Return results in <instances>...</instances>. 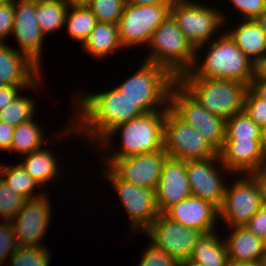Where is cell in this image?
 Returning a JSON list of instances; mask_svg holds the SVG:
<instances>
[{"instance_id": "obj_9", "label": "cell", "mask_w": 266, "mask_h": 266, "mask_svg": "<svg viewBox=\"0 0 266 266\" xmlns=\"http://www.w3.org/2000/svg\"><path fill=\"white\" fill-rule=\"evenodd\" d=\"M163 150L169 157L182 160H203L219 157L218 151L191 125L180 119L170 108L163 126Z\"/></svg>"}, {"instance_id": "obj_4", "label": "cell", "mask_w": 266, "mask_h": 266, "mask_svg": "<svg viewBox=\"0 0 266 266\" xmlns=\"http://www.w3.org/2000/svg\"><path fill=\"white\" fill-rule=\"evenodd\" d=\"M177 79L162 66L144 61L132 76L115 86L145 114L166 111Z\"/></svg>"}, {"instance_id": "obj_29", "label": "cell", "mask_w": 266, "mask_h": 266, "mask_svg": "<svg viewBox=\"0 0 266 266\" xmlns=\"http://www.w3.org/2000/svg\"><path fill=\"white\" fill-rule=\"evenodd\" d=\"M68 7L60 0H36V20L47 37L64 28Z\"/></svg>"}, {"instance_id": "obj_7", "label": "cell", "mask_w": 266, "mask_h": 266, "mask_svg": "<svg viewBox=\"0 0 266 266\" xmlns=\"http://www.w3.org/2000/svg\"><path fill=\"white\" fill-rule=\"evenodd\" d=\"M170 16L195 49L218 37L229 19L217 7L194 0L171 6Z\"/></svg>"}, {"instance_id": "obj_33", "label": "cell", "mask_w": 266, "mask_h": 266, "mask_svg": "<svg viewBox=\"0 0 266 266\" xmlns=\"http://www.w3.org/2000/svg\"><path fill=\"white\" fill-rule=\"evenodd\" d=\"M261 127L244 111L226 120V137L239 139H260Z\"/></svg>"}, {"instance_id": "obj_49", "label": "cell", "mask_w": 266, "mask_h": 266, "mask_svg": "<svg viewBox=\"0 0 266 266\" xmlns=\"http://www.w3.org/2000/svg\"><path fill=\"white\" fill-rule=\"evenodd\" d=\"M256 73L264 80H266V58L257 65Z\"/></svg>"}, {"instance_id": "obj_10", "label": "cell", "mask_w": 266, "mask_h": 266, "mask_svg": "<svg viewBox=\"0 0 266 266\" xmlns=\"http://www.w3.org/2000/svg\"><path fill=\"white\" fill-rule=\"evenodd\" d=\"M101 173L112 184L131 225V233H143L160 214L155 190L137 186L120 179L108 166ZM137 232V233H136Z\"/></svg>"}, {"instance_id": "obj_19", "label": "cell", "mask_w": 266, "mask_h": 266, "mask_svg": "<svg viewBox=\"0 0 266 266\" xmlns=\"http://www.w3.org/2000/svg\"><path fill=\"white\" fill-rule=\"evenodd\" d=\"M192 196L186 161L168 157L162 167L155 189L156 204L160 214L180 200Z\"/></svg>"}, {"instance_id": "obj_56", "label": "cell", "mask_w": 266, "mask_h": 266, "mask_svg": "<svg viewBox=\"0 0 266 266\" xmlns=\"http://www.w3.org/2000/svg\"><path fill=\"white\" fill-rule=\"evenodd\" d=\"M264 246H265V249H266V238H265V240H264Z\"/></svg>"}, {"instance_id": "obj_30", "label": "cell", "mask_w": 266, "mask_h": 266, "mask_svg": "<svg viewBox=\"0 0 266 266\" xmlns=\"http://www.w3.org/2000/svg\"><path fill=\"white\" fill-rule=\"evenodd\" d=\"M97 19L87 6L69 7L65 16L64 28L76 43H82L94 29Z\"/></svg>"}, {"instance_id": "obj_35", "label": "cell", "mask_w": 266, "mask_h": 266, "mask_svg": "<svg viewBox=\"0 0 266 266\" xmlns=\"http://www.w3.org/2000/svg\"><path fill=\"white\" fill-rule=\"evenodd\" d=\"M24 202L25 199L16 194L0 177V220L11 221Z\"/></svg>"}, {"instance_id": "obj_24", "label": "cell", "mask_w": 266, "mask_h": 266, "mask_svg": "<svg viewBox=\"0 0 266 266\" xmlns=\"http://www.w3.org/2000/svg\"><path fill=\"white\" fill-rule=\"evenodd\" d=\"M55 155L56 153L44 147L30 154L23 155L20 157L21 159H19V162L25 170L41 186L40 189L48 186L50 183L55 184V181H61L58 179L63 178L62 176L60 177V169H62L59 167L61 165H59L60 163L58 162V158L60 157ZM55 178H57V180H55Z\"/></svg>"}, {"instance_id": "obj_39", "label": "cell", "mask_w": 266, "mask_h": 266, "mask_svg": "<svg viewBox=\"0 0 266 266\" xmlns=\"http://www.w3.org/2000/svg\"><path fill=\"white\" fill-rule=\"evenodd\" d=\"M232 5L233 10H237L240 14L238 15V21L242 19H256L265 10L266 0H228Z\"/></svg>"}, {"instance_id": "obj_43", "label": "cell", "mask_w": 266, "mask_h": 266, "mask_svg": "<svg viewBox=\"0 0 266 266\" xmlns=\"http://www.w3.org/2000/svg\"><path fill=\"white\" fill-rule=\"evenodd\" d=\"M15 127L0 122V152H8L13 140Z\"/></svg>"}, {"instance_id": "obj_16", "label": "cell", "mask_w": 266, "mask_h": 266, "mask_svg": "<svg viewBox=\"0 0 266 266\" xmlns=\"http://www.w3.org/2000/svg\"><path fill=\"white\" fill-rule=\"evenodd\" d=\"M51 201L43 193L41 197L27 199L22 208L10 221L18 246H43V237L52 221Z\"/></svg>"}, {"instance_id": "obj_1", "label": "cell", "mask_w": 266, "mask_h": 266, "mask_svg": "<svg viewBox=\"0 0 266 266\" xmlns=\"http://www.w3.org/2000/svg\"><path fill=\"white\" fill-rule=\"evenodd\" d=\"M80 94L73 95L76 98L73 100L75 105L70 125L64 127L61 133L58 130L56 138L61 136L60 141L62 137L74 134L96 147L117 126L144 114L138 103L131 101L116 87L84 96L82 92Z\"/></svg>"}, {"instance_id": "obj_47", "label": "cell", "mask_w": 266, "mask_h": 266, "mask_svg": "<svg viewBox=\"0 0 266 266\" xmlns=\"http://www.w3.org/2000/svg\"><path fill=\"white\" fill-rule=\"evenodd\" d=\"M260 147H261L262 155L264 159L266 160V125L261 127Z\"/></svg>"}, {"instance_id": "obj_31", "label": "cell", "mask_w": 266, "mask_h": 266, "mask_svg": "<svg viewBox=\"0 0 266 266\" xmlns=\"http://www.w3.org/2000/svg\"><path fill=\"white\" fill-rule=\"evenodd\" d=\"M19 94L9 105L0 111V122L11 126H18L21 123L33 119L36 111V100Z\"/></svg>"}, {"instance_id": "obj_52", "label": "cell", "mask_w": 266, "mask_h": 266, "mask_svg": "<svg viewBox=\"0 0 266 266\" xmlns=\"http://www.w3.org/2000/svg\"><path fill=\"white\" fill-rule=\"evenodd\" d=\"M164 3L168 4L170 7L174 5H179L182 3L189 2L190 0H163Z\"/></svg>"}, {"instance_id": "obj_53", "label": "cell", "mask_w": 266, "mask_h": 266, "mask_svg": "<svg viewBox=\"0 0 266 266\" xmlns=\"http://www.w3.org/2000/svg\"><path fill=\"white\" fill-rule=\"evenodd\" d=\"M181 266H205V265H202V264L196 263V262H191L190 260H188V261L182 263Z\"/></svg>"}, {"instance_id": "obj_3", "label": "cell", "mask_w": 266, "mask_h": 266, "mask_svg": "<svg viewBox=\"0 0 266 266\" xmlns=\"http://www.w3.org/2000/svg\"><path fill=\"white\" fill-rule=\"evenodd\" d=\"M165 115L166 111L145 113L117 126L96 146V149L100 148V152L103 150L99 153L100 158L120 159L162 150ZM118 133L121 136V143L115 149L112 140Z\"/></svg>"}, {"instance_id": "obj_17", "label": "cell", "mask_w": 266, "mask_h": 266, "mask_svg": "<svg viewBox=\"0 0 266 266\" xmlns=\"http://www.w3.org/2000/svg\"><path fill=\"white\" fill-rule=\"evenodd\" d=\"M11 35L19 45L15 49L42 69L41 54L46 36L36 20V0H14V26Z\"/></svg>"}, {"instance_id": "obj_51", "label": "cell", "mask_w": 266, "mask_h": 266, "mask_svg": "<svg viewBox=\"0 0 266 266\" xmlns=\"http://www.w3.org/2000/svg\"><path fill=\"white\" fill-rule=\"evenodd\" d=\"M228 266H265L263 261L249 262V263H229Z\"/></svg>"}, {"instance_id": "obj_15", "label": "cell", "mask_w": 266, "mask_h": 266, "mask_svg": "<svg viewBox=\"0 0 266 266\" xmlns=\"http://www.w3.org/2000/svg\"><path fill=\"white\" fill-rule=\"evenodd\" d=\"M169 155L162 149L120 159H101L120 179L155 190L165 160Z\"/></svg>"}, {"instance_id": "obj_40", "label": "cell", "mask_w": 266, "mask_h": 266, "mask_svg": "<svg viewBox=\"0 0 266 266\" xmlns=\"http://www.w3.org/2000/svg\"><path fill=\"white\" fill-rule=\"evenodd\" d=\"M14 26V0L0 4V43H5ZM9 36V37H8Z\"/></svg>"}, {"instance_id": "obj_37", "label": "cell", "mask_w": 266, "mask_h": 266, "mask_svg": "<svg viewBox=\"0 0 266 266\" xmlns=\"http://www.w3.org/2000/svg\"><path fill=\"white\" fill-rule=\"evenodd\" d=\"M145 252L137 266H181L175 258L171 257L165 251L158 249L151 242L148 243Z\"/></svg>"}, {"instance_id": "obj_50", "label": "cell", "mask_w": 266, "mask_h": 266, "mask_svg": "<svg viewBox=\"0 0 266 266\" xmlns=\"http://www.w3.org/2000/svg\"><path fill=\"white\" fill-rule=\"evenodd\" d=\"M255 20L266 35V10H264Z\"/></svg>"}, {"instance_id": "obj_11", "label": "cell", "mask_w": 266, "mask_h": 266, "mask_svg": "<svg viewBox=\"0 0 266 266\" xmlns=\"http://www.w3.org/2000/svg\"><path fill=\"white\" fill-rule=\"evenodd\" d=\"M233 180L227 183L223 202L218 208L219 221H223V226L226 223L228 228L245 226L262 207L258 185L250 174H237V179Z\"/></svg>"}, {"instance_id": "obj_21", "label": "cell", "mask_w": 266, "mask_h": 266, "mask_svg": "<svg viewBox=\"0 0 266 266\" xmlns=\"http://www.w3.org/2000/svg\"><path fill=\"white\" fill-rule=\"evenodd\" d=\"M42 72L24 53L0 43V86H32Z\"/></svg>"}, {"instance_id": "obj_23", "label": "cell", "mask_w": 266, "mask_h": 266, "mask_svg": "<svg viewBox=\"0 0 266 266\" xmlns=\"http://www.w3.org/2000/svg\"><path fill=\"white\" fill-rule=\"evenodd\" d=\"M241 21V23L237 22L239 24L232 23L237 26H230L231 28H227L225 32L237 47L258 65L266 58V35L255 19H242Z\"/></svg>"}, {"instance_id": "obj_25", "label": "cell", "mask_w": 266, "mask_h": 266, "mask_svg": "<svg viewBox=\"0 0 266 266\" xmlns=\"http://www.w3.org/2000/svg\"><path fill=\"white\" fill-rule=\"evenodd\" d=\"M81 46L86 54L88 53L93 59L99 61L106 60V57L124 48L119 36L118 25L105 22H97Z\"/></svg>"}, {"instance_id": "obj_38", "label": "cell", "mask_w": 266, "mask_h": 266, "mask_svg": "<svg viewBox=\"0 0 266 266\" xmlns=\"http://www.w3.org/2000/svg\"><path fill=\"white\" fill-rule=\"evenodd\" d=\"M243 111L260 127L266 125V100L258 98L249 88L246 92Z\"/></svg>"}, {"instance_id": "obj_41", "label": "cell", "mask_w": 266, "mask_h": 266, "mask_svg": "<svg viewBox=\"0 0 266 266\" xmlns=\"http://www.w3.org/2000/svg\"><path fill=\"white\" fill-rule=\"evenodd\" d=\"M42 76L32 86H0V111L9 105L19 94L21 90L29 89L33 90L34 93L42 84Z\"/></svg>"}, {"instance_id": "obj_34", "label": "cell", "mask_w": 266, "mask_h": 266, "mask_svg": "<svg viewBox=\"0 0 266 266\" xmlns=\"http://www.w3.org/2000/svg\"><path fill=\"white\" fill-rule=\"evenodd\" d=\"M126 0H89L87 7L95 15L97 22L118 24Z\"/></svg>"}, {"instance_id": "obj_48", "label": "cell", "mask_w": 266, "mask_h": 266, "mask_svg": "<svg viewBox=\"0 0 266 266\" xmlns=\"http://www.w3.org/2000/svg\"><path fill=\"white\" fill-rule=\"evenodd\" d=\"M60 1H62L68 8L87 6L89 3V0H60Z\"/></svg>"}, {"instance_id": "obj_18", "label": "cell", "mask_w": 266, "mask_h": 266, "mask_svg": "<svg viewBox=\"0 0 266 266\" xmlns=\"http://www.w3.org/2000/svg\"><path fill=\"white\" fill-rule=\"evenodd\" d=\"M163 214L172 221L199 230L203 234L215 232L219 222L218 207L194 196L180 200Z\"/></svg>"}, {"instance_id": "obj_42", "label": "cell", "mask_w": 266, "mask_h": 266, "mask_svg": "<svg viewBox=\"0 0 266 266\" xmlns=\"http://www.w3.org/2000/svg\"><path fill=\"white\" fill-rule=\"evenodd\" d=\"M245 227L264 241L266 238V207L262 206Z\"/></svg>"}, {"instance_id": "obj_6", "label": "cell", "mask_w": 266, "mask_h": 266, "mask_svg": "<svg viewBox=\"0 0 266 266\" xmlns=\"http://www.w3.org/2000/svg\"><path fill=\"white\" fill-rule=\"evenodd\" d=\"M177 82L209 112L226 120L244 110L245 83L218 78H178Z\"/></svg>"}, {"instance_id": "obj_44", "label": "cell", "mask_w": 266, "mask_h": 266, "mask_svg": "<svg viewBox=\"0 0 266 266\" xmlns=\"http://www.w3.org/2000/svg\"><path fill=\"white\" fill-rule=\"evenodd\" d=\"M250 175L255 179L258 185L262 206L266 207V168L262 167L259 170L250 173Z\"/></svg>"}, {"instance_id": "obj_8", "label": "cell", "mask_w": 266, "mask_h": 266, "mask_svg": "<svg viewBox=\"0 0 266 266\" xmlns=\"http://www.w3.org/2000/svg\"><path fill=\"white\" fill-rule=\"evenodd\" d=\"M169 108L200 132L218 152L222 149L226 137V119L209 112L178 82L171 88Z\"/></svg>"}, {"instance_id": "obj_13", "label": "cell", "mask_w": 266, "mask_h": 266, "mask_svg": "<svg viewBox=\"0 0 266 266\" xmlns=\"http://www.w3.org/2000/svg\"><path fill=\"white\" fill-rule=\"evenodd\" d=\"M144 233L150 238L149 242L181 264L189 260L194 245L203 235L201 231L178 224L164 214H159Z\"/></svg>"}, {"instance_id": "obj_32", "label": "cell", "mask_w": 266, "mask_h": 266, "mask_svg": "<svg viewBox=\"0 0 266 266\" xmlns=\"http://www.w3.org/2000/svg\"><path fill=\"white\" fill-rule=\"evenodd\" d=\"M51 251L43 246H19L5 266H49ZM11 263V264H10Z\"/></svg>"}, {"instance_id": "obj_20", "label": "cell", "mask_w": 266, "mask_h": 266, "mask_svg": "<svg viewBox=\"0 0 266 266\" xmlns=\"http://www.w3.org/2000/svg\"><path fill=\"white\" fill-rule=\"evenodd\" d=\"M221 163L236 176L250 174L264 167L260 139L225 138L222 149L218 152Z\"/></svg>"}, {"instance_id": "obj_14", "label": "cell", "mask_w": 266, "mask_h": 266, "mask_svg": "<svg viewBox=\"0 0 266 266\" xmlns=\"http://www.w3.org/2000/svg\"><path fill=\"white\" fill-rule=\"evenodd\" d=\"M186 171L192 196L207 200L219 208L227 185L225 176L232 174L221 163L220 157L186 161ZM222 171L227 174L223 175Z\"/></svg>"}, {"instance_id": "obj_46", "label": "cell", "mask_w": 266, "mask_h": 266, "mask_svg": "<svg viewBox=\"0 0 266 266\" xmlns=\"http://www.w3.org/2000/svg\"><path fill=\"white\" fill-rule=\"evenodd\" d=\"M126 3L131 5H153V4H166L163 0H126Z\"/></svg>"}, {"instance_id": "obj_28", "label": "cell", "mask_w": 266, "mask_h": 266, "mask_svg": "<svg viewBox=\"0 0 266 266\" xmlns=\"http://www.w3.org/2000/svg\"><path fill=\"white\" fill-rule=\"evenodd\" d=\"M42 126L33 118L30 121L19 124L15 127L13 140L8 152L19 153L22 155L30 154L33 151L44 147V136ZM45 137V138H44Z\"/></svg>"}, {"instance_id": "obj_45", "label": "cell", "mask_w": 266, "mask_h": 266, "mask_svg": "<svg viewBox=\"0 0 266 266\" xmlns=\"http://www.w3.org/2000/svg\"><path fill=\"white\" fill-rule=\"evenodd\" d=\"M248 88L260 99L266 100V80L262 79L257 73L250 81Z\"/></svg>"}, {"instance_id": "obj_12", "label": "cell", "mask_w": 266, "mask_h": 266, "mask_svg": "<svg viewBox=\"0 0 266 266\" xmlns=\"http://www.w3.org/2000/svg\"><path fill=\"white\" fill-rule=\"evenodd\" d=\"M170 15L168 4L131 5L126 3L118 22L124 49L148 46L153 31Z\"/></svg>"}, {"instance_id": "obj_5", "label": "cell", "mask_w": 266, "mask_h": 266, "mask_svg": "<svg viewBox=\"0 0 266 266\" xmlns=\"http://www.w3.org/2000/svg\"><path fill=\"white\" fill-rule=\"evenodd\" d=\"M147 49L144 61L162 66L176 79L191 69L196 54L170 15L153 31Z\"/></svg>"}, {"instance_id": "obj_22", "label": "cell", "mask_w": 266, "mask_h": 266, "mask_svg": "<svg viewBox=\"0 0 266 266\" xmlns=\"http://www.w3.org/2000/svg\"><path fill=\"white\" fill-rule=\"evenodd\" d=\"M224 241L229 263H249L262 261L265 253L264 241L255 236L245 226L230 227Z\"/></svg>"}, {"instance_id": "obj_26", "label": "cell", "mask_w": 266, "mask_h": 266, "mask_svg": "<svg viewBox=\"0 0 266 266\" xmlns=\"http://www.w3.org/2000/svg\"><path fill=\"white\" fill-rule=\"evenodd\" d=\"M218 235L217 231L203 234L194 245L189 260L205 266H228L226 244Z\"/></svg>"}, {"instance_id": "obj_55", "label": "cell", "mask_w": 266, "mask_h": 266, "mask_svg": "<svg viewBox=\"0 0 266 266\" xmlns=\"http://www.w3.org/2000/svg\"><path fill=\"white\" fill-rule=\"evenodd\" d=\"M8 0H0V4L7 2Z\"/></svg>"}, {"instance_id": "obj_54", "label": "cell", "mask_w": 266, "mask_h": 266, "mask_svg": "<svg viewBox=\"0 0 266 266\" xmlns=\"http://www.w3.org/2000/svg\"><path fill=\"white\" fill-rule=\"evenodd\" d=\"M263 263L265 264V266H266V249H265V253H264V256H263Z\"/></svg>"}, {"instance_id": "obj_36", "label": "cell", "mask_w": 266, "mask_h": 266, "mask_svg": "<svg viewBox=\"0 0 266 266\" xmlns=\"http://www.w3.org/2000/svg\"><path fill=\"white\" fill-rule=\"evenodd\" d=\"M14 228L10 221L0 222V266L12 256L18 248Z\"/></svg>"}, {"instance_id": "obj_2", "label": "cell", "mask_w": 266, "mask_h": 266, "mask_svg": "<svg viewBox=\"0 0 266 266\" xmlns=\"http://www.w3.org/2000/svg\"><path fill=\"white\" fill-rule=\"evenodd\" d=\"M220 34L221 36L196 49L193 66L179 78H218L249 86L256 75L257 65L237 47L225 31ZM200 52L204 53L203 60L199 58Z\"/></svg>"}, {"instance_id": "obj_27", "label": "cell", "mask_w": 266, "mask_h": 266, "mask_svg": "<svg viewBox=\"0 0 266 266\" xmlns=\"http://www.w3.org/2000/svg\"><path fill=\"white\" fill-rule=\"evenodd\" d=\"M0 177L16 194L21 195L25 200L41 197L43 195L42 193H44L42 190L39 191L40 193L36 191V188H39L40 185L25 170L20 162L12 166L6 163H0Z\"/></svg>"}]
</instances>
